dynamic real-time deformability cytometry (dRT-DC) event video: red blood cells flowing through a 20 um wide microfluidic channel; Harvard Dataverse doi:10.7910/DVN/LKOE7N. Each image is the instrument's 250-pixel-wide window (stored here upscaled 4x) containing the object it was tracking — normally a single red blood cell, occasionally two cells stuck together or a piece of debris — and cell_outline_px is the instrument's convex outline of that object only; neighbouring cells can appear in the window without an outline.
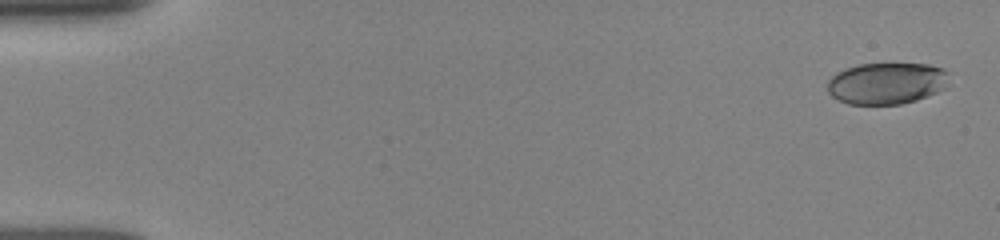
{"species": "human", "species_latin": "Homo sapiens", "temperature_condition": "room temperature", "stored_images_in_passage": 51, "camera_frame_rate_fps": 3000, "um_per_image_px": 0.085, "donor": {"sex": "female"}, "frame": {"image": 1, "passage_image": 1, "time_ms": 0.0, "image_size_px": [1000, 240], "cell_outline_px": [[952, 72], [944, 88], [936, 92], [916, 100], [900, 104], [848, 104], [832, 96], [828, 92], [828, 80], [836, 72], [860, 64], [928, 64], [944, 68]], "centroid_in_image_um": [75.4, 7.07], "position_along_channel_um": 9.6, "area_um2": 29.54}}
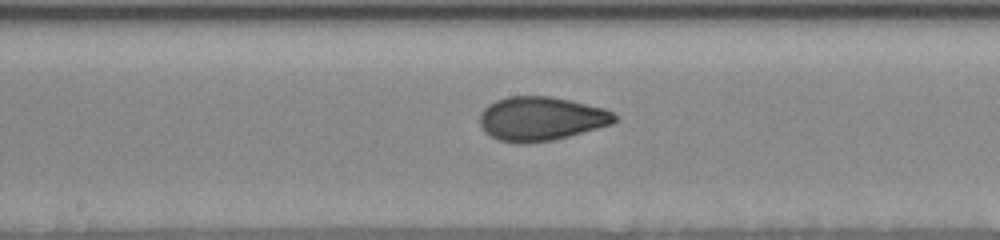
{"frame": {"image": 2, "passage_image": 27, "time_ms": 8.667, "image_size_px": [1000, 240], "cell_outline_px": [[616, 120], [612, 124], [568, 136], [552, 140], [532, 144], [516, 144], [500, 140], [484, 132], [480, 124], [480, 112], [488, 104], [496, 100], [508, 96], [552, 96], [604, 108], [612, 112], [616, 116]], "centroid_in_image_um": [45.95, 10.09], "position_along_channel_um": 202.2, "area_um2": 34.68}}
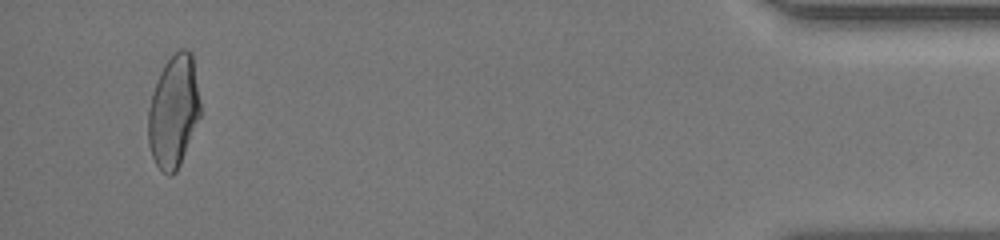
{"frame": {"image": 3, "passage_image": 49, "time_ms": 16.0, "image_size_px": [1000, 240], "cell_outline_px": [[200, 116], [180, 164], [176, 172], [172, 176], [168, 176], [156, 164], [152, 156], [148, 140], [148, 108], [152, 92], [160, 72], [164, 64], [180, 48], [184, 48], [192, 52], [200, 104]], "centroid_in_image_um": [14.75, 9.47], "position_along_channel_um": 420.5, "area_um2": 33.99}, "authors_computed_cell_mechanics": {"area_um2": 33.7552, "velocity_mm_per_s": 3.9039, "shape_relaxation_time_tau1_ms": 4.959, "shape_relaxation_time_tau2_ms": 0.89, "deformation_change_tau1": 0.1527, "deformation_change_tau2": 0.052}}